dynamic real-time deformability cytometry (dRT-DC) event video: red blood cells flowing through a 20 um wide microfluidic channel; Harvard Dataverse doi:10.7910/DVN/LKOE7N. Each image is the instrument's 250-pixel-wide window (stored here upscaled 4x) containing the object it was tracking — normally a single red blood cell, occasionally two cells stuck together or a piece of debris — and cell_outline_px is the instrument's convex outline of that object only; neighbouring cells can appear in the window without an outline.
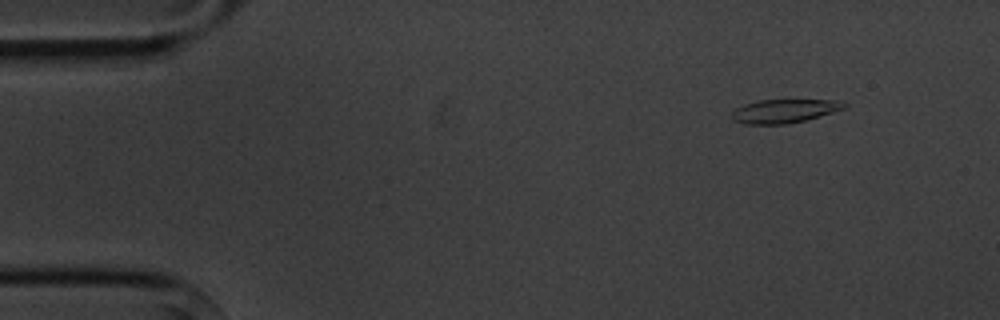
{"species": "common noctule bat (a hibernating species)", "species_latin": "Nyctalus noctula", "temperature_condition": "cold", "stored_images_in_passage": 9, "camera_frame_rate_fps": 3000, "um_per_image_px": 0.085, "animal": {"sex": "male", "body_mass_g": 20.1, "forearm_length_mm": 53.5}, "frame": {"image": 1, "passage_image": 2, "time_ms": 1.333, "image_size_px": [1000, 320], "cell_outline_px": [[848, 108], [820, 116], [788, 124], [744, 124], [732, 120], [732, 112], [736, 108], [744, 104], [760, 100], [836, 100], [848, 104]], "centroid_in_image_um": [66.68, 9.44], "position_along_channel_um": 18.3, "area_um2": 15.55}}
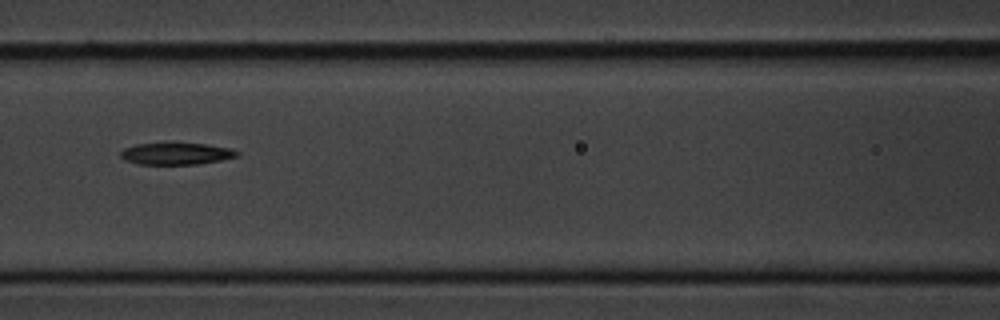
{"frame": {"image": 2, "passage_image": 7, "time_ms": 7.333, "image_size_px": [1000, 320], "cell_outline_px": [[240, 152], [236, 156], [220, 160], [196, 164], [136, 164], [120, 156], [120, 152], [124, 148], [136, 144], [168, 140], [208, 144], [232, 148]], "centroid_in_image_um": [14.96, 13.0], "position_along_channel_um": 151.6, "area_um2": 15.55}}
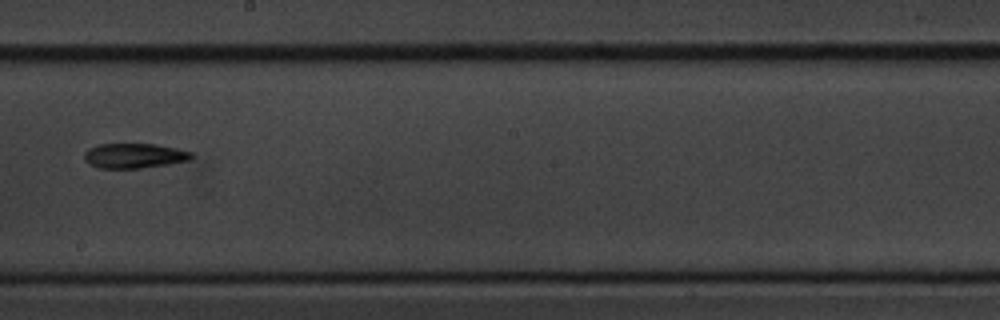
{"frame": {"image": 3, "passage_image": 9, "time_ms": 9.667, "image_size_px": [1000, 320], "cell_outline_px": [[196, 156], [192, 160], [168, 164], [140, 168], [100, 168], [88, 164], [84, 160], [84, 152], [88, 148], [100, 144], [156, 144], [176, 148], [192, 152]], "centroid_in_image_um": [11.44, 13.24], "position_along_channel_um": 236.8, "area_um2": 15.72}}